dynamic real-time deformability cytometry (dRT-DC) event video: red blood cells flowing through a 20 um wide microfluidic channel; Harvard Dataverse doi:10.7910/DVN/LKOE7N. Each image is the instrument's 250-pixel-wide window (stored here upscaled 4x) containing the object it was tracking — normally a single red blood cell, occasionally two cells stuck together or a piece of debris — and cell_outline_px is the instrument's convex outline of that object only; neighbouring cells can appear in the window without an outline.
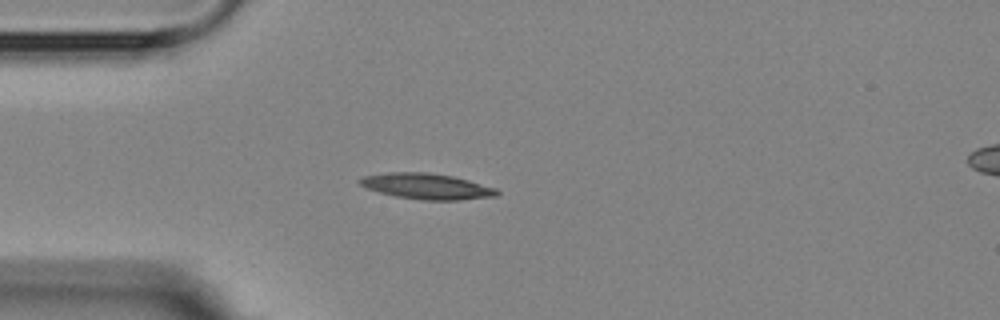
{"species": "Egyptian fruit bat (a non-hibernating species)", "species_latin": "Rousettus aegyptiacus", "temperature_condition": "room temperature", "stored_images_in_passage": 3, "camera_frame_rate_fps": 3000, "um_per_image_px": 0.085, "animal": {"sex": "female"}, "frame": {"image": 1, "passage_image": 3, "time_ms": 2.0, "image_size_px": [1000, 320], "cell_outline_px": [[500, 192], [496, 196], [460, 200], [424, 200], [396, 196], [380, 192], [368, 188], [360, 184], [356, 180], [364, 176], [388, 172], [428, 172], [452, 176], [468, 180], [496, 188]], "centroid_in_image_um": [36.28, 15.83], "position_along_channel_um": 48.7, "area_um2": 20.46}}